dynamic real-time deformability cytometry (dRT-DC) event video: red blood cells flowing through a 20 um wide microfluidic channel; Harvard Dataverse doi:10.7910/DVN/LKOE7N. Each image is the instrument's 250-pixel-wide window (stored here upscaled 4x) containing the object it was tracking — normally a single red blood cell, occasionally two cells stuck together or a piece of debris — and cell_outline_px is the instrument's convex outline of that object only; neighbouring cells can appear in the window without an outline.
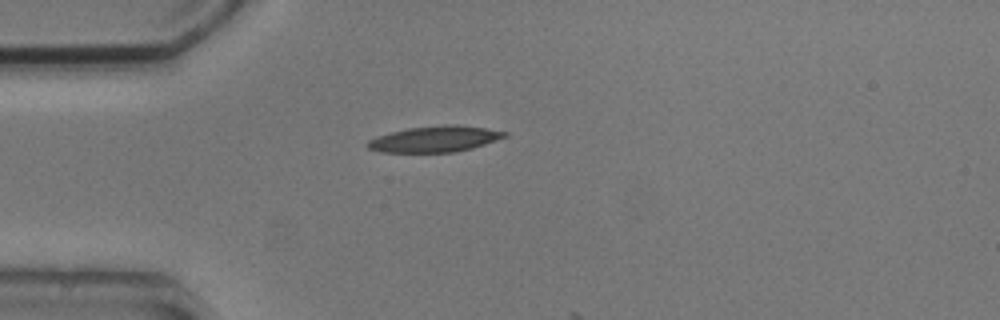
{"species": "common noctule bat (a hibernating species)", "species_latin": "Nyctalus noctula", "temperature_condition": "cold", "stored_images_in_passage": 1, "camera_frame_rate_fps": 3000, "um_per_image_px": 0.085, "animal": {"sex": "male", "body_mass_g": 20.5, "forearm_length_mm": 52.5}, "frame": {"image": 1, "passage_image": 1, "time_ms": 0.0, "image_size_px": [1000, 320], "cell_outline_px": [[508, 136], [472, 148], [452, 152], [380, 152], [368, 148], [364, 144], [368, 140], [376, 136], [408, 128], [448, 124], [456, 124], [484, 128], [508, 132]], "centroid_in_image_um": [36.93, 11.81], "position_along_channel_um": 48.1, "area_um2": 20.69}}